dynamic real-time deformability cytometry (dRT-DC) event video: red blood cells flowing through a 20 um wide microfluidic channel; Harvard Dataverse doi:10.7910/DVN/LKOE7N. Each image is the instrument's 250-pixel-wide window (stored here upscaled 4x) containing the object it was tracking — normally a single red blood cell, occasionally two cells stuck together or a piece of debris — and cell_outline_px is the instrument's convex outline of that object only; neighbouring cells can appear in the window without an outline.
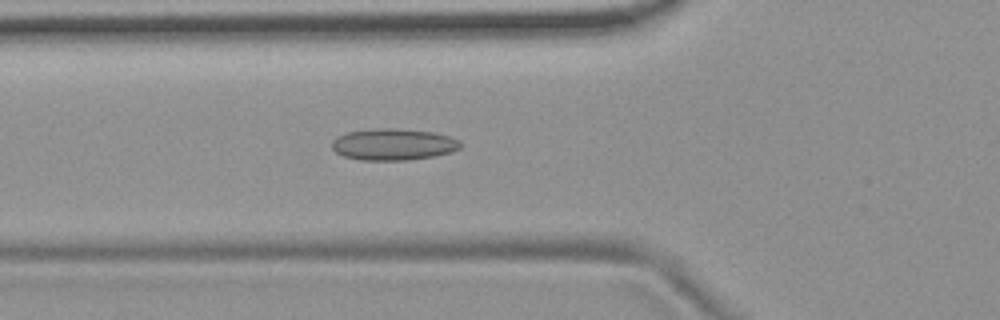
{"species": "common noctule bat (a hibernating species)", "species_latin": "Nyctalus noctula", "temperature_condition": "room temperature", "stored_images_in_passage": 55, "camera_frame_rate_fps": 3000, "um_per_image_px": 0.085, "animal": {"sex": "female", "body_mass_g": 19.9}, "frame": {"image": 1, "passage_image": 19, "time_ms": 6.0, "image_size_px": [1000, 320], "cell_outline_px": [[464, 144], [460, 148], [452, 152], [436, 156], [408, 160], [360, 160], [344, 156], [336, 152], [332, 148], [332, 140], [336, 136], [348, 132], [376, 128], [396, 128], [432, 132], [448, 136], [460, 140]], "centroid_in_image_um": [33.46, 12.27], "position_along_channel_um": 92.3, "area_um2": 23.87}}
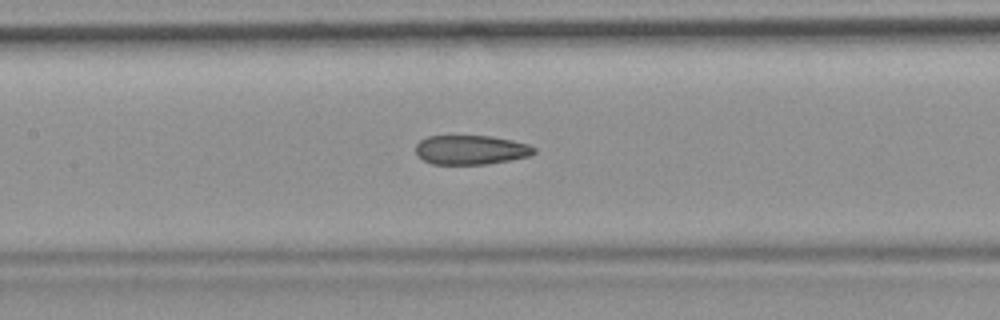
{"frame": {"image": 2, "passage_image": 25, "time_ms": 8.0, "image_size_px": [1000, 320], "cell_outline_px": [[536, 152], [528, 156], [488, 164], [432, 164], [424, 160], [416, 152], [416, 144], [420, 140], [428, 136], [492, 136], [512, 140], [528, 144], [536, 148]], "centroid_in_image_um": [40.03, 12.73], "position_along_channel_um": 167.4, "area_um2": 20.11}}
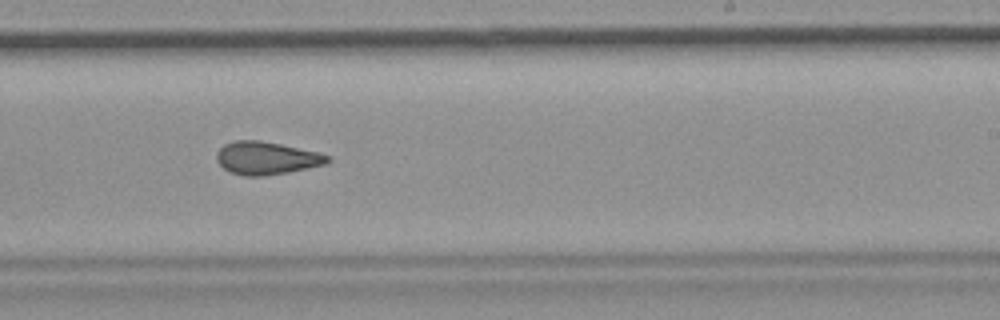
{"frame": {"image": 3, "passage_image": 33, "time_ms": 10.667, "image_size_px": [1000, 320], "cell_outline_px": [[332, 160], [328, 164], [288, 172], [264, 176], [244, 176], [232, 172], [224, 168], [216, 160], [216, 152], [224, 144], [236, 140], [260, 140], [280, 144], [316, 152], [328, 156]], "centroid_in_image_um": [22.64, 13.44], "position_along_channel_um": 266.4, "area_um2": 21.15}, "authors_computed_cell_mechanics": {"area_um2": 21.675, "velocity_mm_per_s": 3.7286, "shape_relaxation_time_tau1_ms": null, "shape_relaxation_time_tau2_ms": 2.7155, "deformation_change_tau1": null, "deformation_change_tau2": 0.1009}}